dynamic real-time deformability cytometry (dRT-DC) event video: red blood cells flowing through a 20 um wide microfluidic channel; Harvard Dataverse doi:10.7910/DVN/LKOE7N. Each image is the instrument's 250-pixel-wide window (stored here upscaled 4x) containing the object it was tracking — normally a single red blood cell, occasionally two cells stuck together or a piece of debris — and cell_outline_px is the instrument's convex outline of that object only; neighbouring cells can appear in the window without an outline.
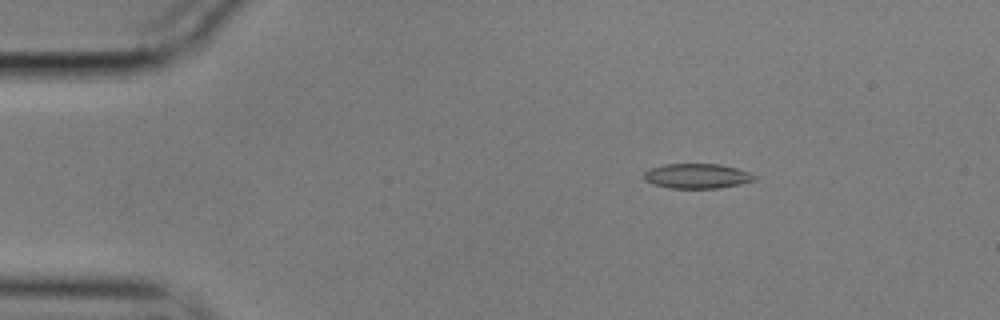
{"species": "common noctule bat (a hibernating species)", "species_latin": "Nyctalus noctula", "temperature_condition": "cold", "stored_images_in_passage": 56, "camera_frame_rate_fps": 3000, "um_per_image_px": 0.085, "animal": {"sex": "male", "body_mass_g": 17.9}, "frame": {"image": 1, "passage_image": 9, "time_ms": 2.667, "image_size_px": [1000, 320], "cell_outline_px": [[756, 180], [740, 184], [720, 188], [668, 188], [652, 184], [644, 180], [644, 172], [652, 168], [664, 164], [720, 164], [736, 168], [748, 172], [756, 176]], "centroid_in_image_um": [59.24, 14.97], "position_along_channel_um": 25.8, "area_um2": 16.01}}
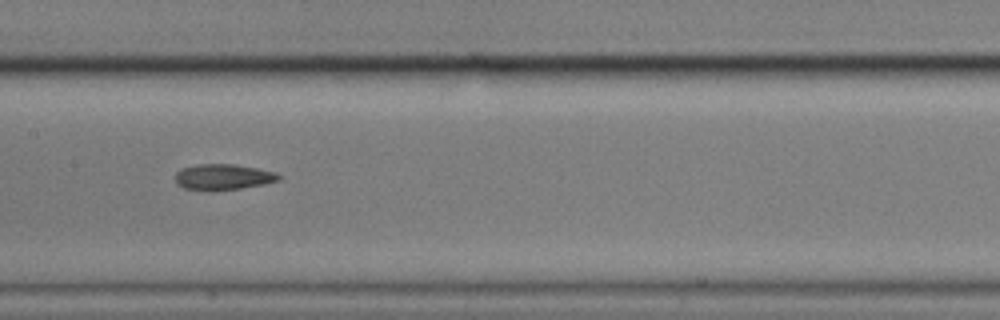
{"frame": {"image": 2, "passage_image": 28, "time_ms": 9.0, "image_size_px": [1000, 320], "cell_outline_px": [[280, 180], [264, 184], [240, 188], [184, 188], [176, 184], [176, 172], [180, 168], [196, 164], [232, 164], [256, 168], [276, 172], [280, 176]], "centroid_in_image_um": [18.97, 15.0], "position_along_channel_um": 188.4, "area_um2": 14.97}}
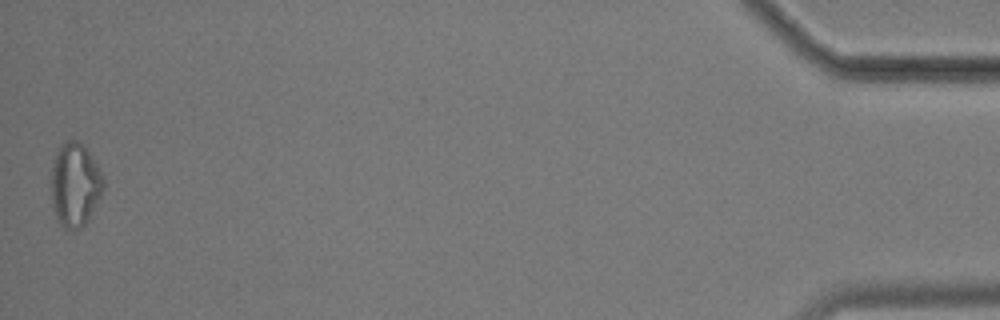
{"frame": {"image": 3, "passage_image": 56, "time_ms": 18.333, "image_size_px": [1000, 320], "cell_outline_px": [[104, 188], [88, 220], [80, 228], [72, 232], [64, 228], [56, 220], [52, 204], [52, 168], [56, 152], [60, 144], [68, 140], [76, 140], [88, 152], [104, 176]], "centroid_in_image_um": [6.37, 15.75], "position_along_channel_um": 428.8, "area_um2": 25.37}, "authors_computed_cell_mechanics": {"area_um2": 16.1262, "velocity_mm_per_s": 3.5458, "shape_relaxation_time_tau1_ms": 6.9625, "shape_relaxation_time_tau2_ms": 6.075, "deformation_change_tau1": 0.1259, "deformation_change_tau2": 0.1396}}